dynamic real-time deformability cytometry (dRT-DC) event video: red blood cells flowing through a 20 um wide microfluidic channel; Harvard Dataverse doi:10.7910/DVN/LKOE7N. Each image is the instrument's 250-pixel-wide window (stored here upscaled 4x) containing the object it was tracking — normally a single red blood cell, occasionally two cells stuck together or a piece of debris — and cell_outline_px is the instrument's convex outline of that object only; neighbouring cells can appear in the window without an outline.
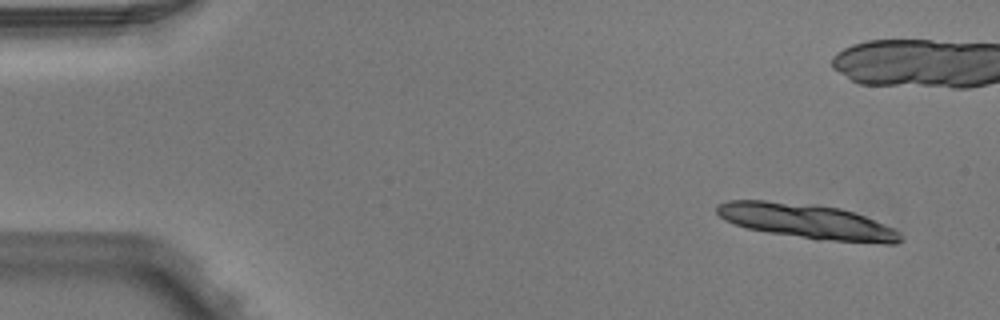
{"species": "Egyptian fruit bat (a non-hibernating species)", "species_latin": "Rousettus aegyptiacus", "temperature_condition": "warm", "stored_images_in_passage": 4, "camera_frame_rate_fps": 3000, "um_per_image_px": 0.085, "animal": {"sex": "male"}, "frame": {"image": 1, "passage_image": 4, "time_ms": 1.0, "image_size_px": [1000, 320], "cell_outline_px": [[904, 240], [896, 244], [884, 244], [816, 240], [768, 232], [748, 228], [724, 220], [716, 212], [716, 204], [728, 200], [764, 200], [812, 204], [840, 208], [864, 216], [884, 224], [900, 232], [904, 236]], "centroid_in_image_um": [68.63, 18.83], "position_along_channel_um": 16.4, "area_um2": 37.51}}